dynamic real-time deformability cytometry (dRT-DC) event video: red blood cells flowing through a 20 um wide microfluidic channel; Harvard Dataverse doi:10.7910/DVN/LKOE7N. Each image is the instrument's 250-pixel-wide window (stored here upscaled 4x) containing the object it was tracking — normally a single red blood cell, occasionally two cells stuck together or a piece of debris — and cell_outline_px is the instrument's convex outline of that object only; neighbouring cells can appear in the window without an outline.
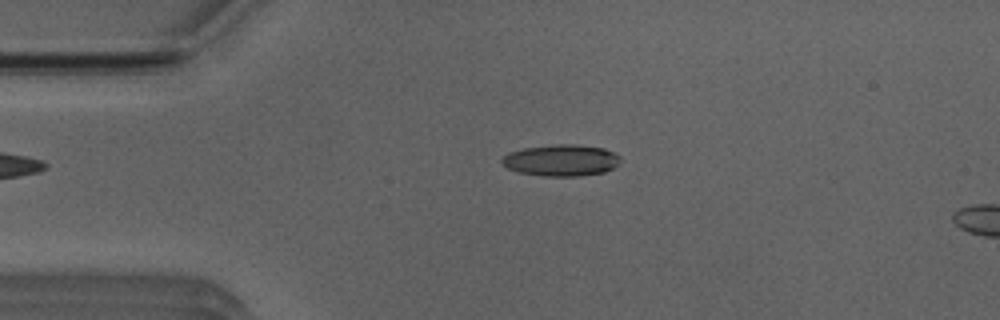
{"species": "Egyptian fruit bat (a non-hibernating species)", "species_latin": "Rousettus aegyptiacus", "temperature_condition": "room temperature", "stored_images_in_passage": 41, "camera_frame_rate_fps": 3000, "um_per_image_px": 0.085, "animal": {"sex": "male"}, "frame": {"image": 1, "passage_image": 1, "time_ms": 0.0, "image_size_px": [1000, 320], "cell_outline_px": [[620, 164], [604, 172], [580, 176], [544, 176], [520, 172], [508, 168], [500, 164], [500, 160], [508, 152], [524, 148], [556, 144], [576, 144], [604, 148], [620, 156]], "centroid_in_image_um": [47.7, 13.62], "position_along_channel_um": 37.3, "area_um2": 21.85}}
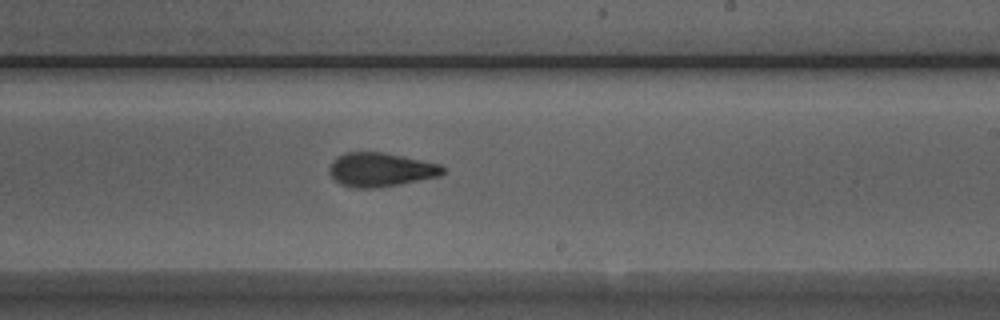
{"frame": {"image": 2, "passage_image": 20, "time_ms": 6.333, "image_size_px": [1000, 320], "cell_outline_px": [[444, 172], [440, 176], [380, 188], [356, 188], [340, 184], [328, 172], [328, 168], [332, 160], [336, 156], [344, 152], [384, 152], [440, 164], [444, 168]], "centroid_in_image_um": [32.32, 14.42], "position_along_channel_um": 256.7, "area_um2": 22.6}}
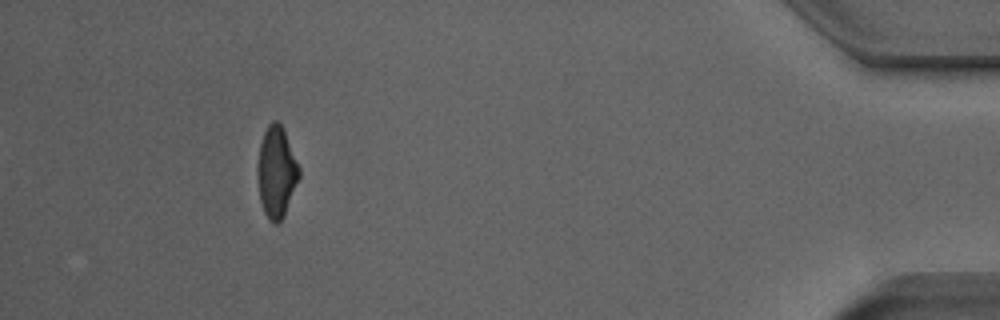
{"frame": {"image": 3, "passage_image": 37, "time_ms": 12.0, "image_size_px": [1000, 320], "cell_outline_px": [[300, 176], [284, 216], [276, 224], [272, 224], [268, 220], [264, 212], [260, 200], [260, 144], [264, 132], [268, 124], [272, 120], [276, 120], [280, 124], [284, 132], [300, 168]], "centroid_in_image_um": [23.54, 14.66], "position_along_channel_um": 411.7, "area_um2": 21.21}, "authors_computed_cell_mechanics": {"area_um2": 22.3686, "velocity_mm_per_s": 3.9329, "shape_relaxation_time_tau1_ms": 5.5573, "shape_relaxation_time_tau2_ms": 2.5899, "deformation_change_tau1": 0.1798, "deformation_change_tau2": 0.1126}}